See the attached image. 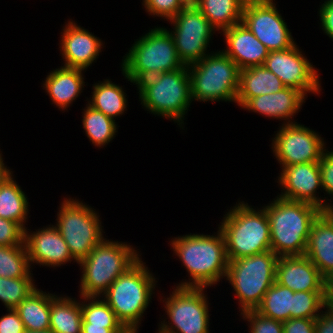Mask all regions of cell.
<instances>
[{"mask_svg": "<svg viewBox=\"0 0 333 333\" xmlns=\"http://www.w3.org/2000/svg\"><path fill=\"white\" fill-rule=\"evenodd\" d=\"M214 233H190L169 241L173 255L188 273V280L183 279L175 287L215 288L220 280H225L228 268L225 239L219 228Z\"/></svg>", "mask_w": 333, "mask_h": 333, "instance_id": "obj_1", "label": "cell"}, {"mask_svg": "<svg viewBox=\"0 0 333 333\" xmlns=\"http://www.w3.org/2000/svg\"><path fill=\"white\" fill-rule=\"evenodd\" d=\"M262 207L269 218L271 250L278 257L304 255L311 227L320 209L278 195Z\"/></svg>", "mask_w": 333, "mask_h": 333, "instance_id": "obj_2", "label": "cell"}, {"mask_svg": "<svg viewBox=\"0 0 333 333\" xmlns=\"http://www.w3.org/2000/svg\"><path fill=\"white\" fill-rule=\"evenodd\" d=\"M142 256L101 295L126 329L139 330L158 279Z\"/></svg>", "mask_w": 333, "mask_h": 333, "instance_id": "obj_3", "label": "cell"}, {"mask_svg": "<svg viewBox=\"0 0 333 333\" xmlns=\"http://www.w3.org/2000/svg\"><path fill=\"white\" fill-rule=\"evenodd\" d=\"M237 202L227 209L218 226L225 239L228 261L271 250L269 218L265 209H257L243 200Z\"/></svg>", "mask_w": 333, "mask_h": 333, "instance_id": "obj_4", "label": "cell"}, {"mask_svg": "<svg viewBox=\"0 0 333 333\" xmlns=\"http://www.w3.org/2000/svg\"><path fill=\"white\" fill-rule=\"evenodd\" d=\"M120 66L124 78L137 85L159 73L178 70L184 64L177 55L168 27L154 26L134 41L122 57Z\"/></svg>", "mask_w": 333, "mask_h": 333, "instance_id": "obj_5", "label": "cell"}, {"mask_svg": "<svg viewBox=\"0 0 333 333\" xmlns=\"http://www.w3.org/2000/svg\"><path fill=\"white\" fill-rule=\"evenodd\" d=\"M142 108L152 115L172 120L185 130V116L192 103L187 66L140 81L137 85Z\"/></svg>", "mask_w": 333, "mask_h": 333, "instance_id": "obj_6", "label": "cell"}, {"mask_svg": "<svg viewBox=\"0 0 333 333\" xmlns=\"http://www.w3.org/2000/svg\"><path fill=\"white\" fill-rule=\"evenodd\" d=\"M130 243L105 238L96 245L80 267L79 296H101L111 284L131 267L141 251Z\"/></svg>", "mask_w": 333, "mask_h": 333, "instance_id": "obj_7", "label": "cell"}, {"mask_svg": "<svg viewBox=\"0 0 333 333\" xmlns=\"http://www.w3.org/2000/svg\"><path fill=\"white\" fill-rule=\"evenodd\" d=\"M192 100L236 103L240 69L222 50H215L187 66Z\"/></svg>", "mask_w": 333, "mask_h": 333, "instance_id": "obj_8", "label": "cell"}, {"mask_svg": "<svg viewBox=\"0 0 333 333\" xmlns=\"http://www.w3.org/2000/svg\"><path fill=\"white\" fill-rule=\"evenodd\" d=\"M279 257L272 251L228 261L225 280L238 301L239 313L256 310L267 290L276 281V265Z\"/></svg>", "mask_w": 333, "mask_h": 333, "instance_id": "obj_9", "label": "cell"}, {"mask_svg": "<svg viewBox=\"0 0 333 333\" xmlns=\"http://www.w3.org/2000/svg\"><path fill=\"white\" fill-rule=\"evenodd\" d=\"M58 209L54 226L78 264L105 239L101 217L96 209L77 197H63Z\"/></svg>", "mask_w": 333, "mask_h": 333, "instance_id": "obj_10", "label": "cell"}, {"mask_svg": "<svg viewBox=\"0 0 333 333\" xmlns=\"http://www.w3.org/2000/svg\"><path fill=\"white\" fill-rule=\"evenodd\" d=\"M169 296H159L164 303L165 317L157 333H210V316L207 288L172 287ZM168 319V321H166Z\"/></svg>", "mask_w": 333, "mask_h": 333, "instance_id": "obj_11", "label": "cell"}, {"mask_svg": "<svg viewBox=\"0 0 333 333\" xmlns=\"http://www.w3.org/2000/svg\"><path fill=\"white\" fill-rule=\"evenodd\" d=\"M177 55L185 66L194 64L213 51L207 50L217 31L196 6L184 7L168 21Z\"/></svg>", "mask_w": 333, "mask_h": 333, "instance_id": "obj_12", "label": "cell"}, {"mask_svg": "<svg viewBox=\"0 0 333 333\" xmlns=\"http://www.w3.org/2000/svg\"><path fill=\"white\" fill-rule=\"evenodd\" d=\"M271 138V150L280 168L319 162L327 149L319 132L299 123L280 125Z\"/></svg>", "mask_w": 333, "mask_h": 333, "instance_id": "obj_13", "label": "cell"}, {"mask_svg": "<svg viewBox=\"0 0 333 333\" xmlns=\"http://www.w3.org/2000/svg\"><path fill=\"white\" fill-rule=\"evenodd\" d=\"M275 0H246L241 22L269 52L289 49L297 42Z\"/></svg>", "mask_w": 333, "mask_h": 333, "instance_id": "obj_14", "label": "cell"}, {"mask_svg": "<svg viewBox=\"0 0 333 333\" xmlns=\"http://www.w3.org/2000/svg\"><path fill=\"white\" fill-rule=\"evenodd\" d=\"M297 43L289 49L268 53L264 66L273 72L286 87L320 96L322 91L320 73Z\"/></svg>", "mask_w": 333, "mask_h": 333, "instance_id": "obj_15", "label": "cell"}, {"mask_svg": "<svg viewBox=\"0 0 333 333\" xmlns=\"http://www.w3.org/2000/svg\"><path fill=\"white\" fill-rule=\"evenodd\" d=\"M280 170L276 181L281 187L279 197L322 208L324 198L317 192H323L319 162L289 165Z\"/></svg>", "mask_w": 333, "mask_h": 333, "instance_id": "obj_16", "label": "cell"}, {"mask_svg": "<svg viewBox=\"0 0 333 333\" xmlns=\"http://www.w3.org/2000/svg\"><path fill=\"white\" fill-rule=\"evenodd\" d=\"M61 30L59 50L63 66L87 71L97 61L105 42L72 19Z\"/></svg>", "mask_w": 333, "mask_h": 333, "instance_id": "obj_17", "label": "cell"}, {"mask_svg": "<svg viewBox=\"0 0 333 333\" xmlns=\"http://www.w3.org/2000/svg\"><path fill=\"white\" fill-rule=\"evenodd\" d=\"M34 230L26 228L24 236L32 269L35 265L61 268L67 263L76 262L59 230L53 224Z\"/></svg>", "mask_w": 333, "mask_h": 333, "instance_id": "obj_18", "label": "cell"}, {"mask_svg": "<svg viewBox=\"0 0 333 333\" xmlns=\"http://www.w3.org/2000/svg\"><path fill=\"white\" fill-rule=\"evenodd\" d=\"M307 97L299 90L285 87L277 93L260 95L249 99L241 109L258 113L267 118L283 121L282 125L295 123Z\"/></svg>", "mask_w": 333, "mask_h": 333, "instance_id": "obj_19", "label": "cell"}, {"mask_svg": "<svg viewBox=\"0 0 333 333\" xmlns=\"http://www.w3.org/2000/svg\"><path fill=\"white\" fill-rule=\"evenodd\" d=\"M276 282L293 292L325 291V277L306 255L279 257Z\"/></svg>", "mask_w": 333, "mask_h": 333, "instance_id": "obj_20", "label": "cell"}, {"mask_svg": "<svg viewBox=\"0 0 333 333\" xmlns=\"http://www.w3.org/2000/svg\"><path fill=\"white\" fill-rule=\"evenodd\" d=\"M226 45L222 51L230 57L239 69L262 66L268 56V49L241 22L221 32Z\"/></svg>", "mask_w": 333, "mask_h": 333, "instance_id": "obj_21", "label": "cell"}, {"mask_svg": "<svg viewBox=\"0 0 333 333\" xmlns=\"http://www.w3.org/2000/svg\"><path fill=\"white\" fill-rule=\"evenodd\" d=\"M85 72L83 69L64 66L50 70L41 87L51 99V105L54 104L63 113L67 111L87 85L84 81Z\"/></svg>", "mask_w": 333, "mask_h": 333, "instance_id": "obj_22", "label": "cell"}, {"mask_svg": "<svg viewBox=\"0 0 333 333\" xmlns=\"http://www.w3.org/2000/svg\"><path fill=\"white\" fill-rule=\"evenodd\" d=\"M304 255L324 277L333 270V225L321 214L311 227Z\"/></svg>", "mask_w": 333, "mask_h": 333, "instance_id": "obj_23", "label": "cell"}, {"mask_svg": "<svg viewBox=\"0 0 333 333\" xmlns=\"http://www.w3.org/2000/svg\"><path fill=\"white\" fill-rule=\"evenodd\" d=\"M285 87L282 81L264 65L241 69L236 104L242 107L253 97L277 93Z\"/></svg>", "mask_w": 333, "mask_h": 333, "instance_id": "obj_24", "label": "cell"}, {"mask_svg": "<svg viewBox=\"0 0 333 333\" xmlns=\"http://www.w3.org/2000/svg\"><path fill=\"white\" fill-rule=\"evenodd\" d=\"M80 298V300H79ZM50 293V330L54 333H81V296Z\"/></svg>", "mask_w": 333, "mask_h": 333, "instance_id": "obj_25", "label": "cell"}, {"mask_svg": "<svg viewBox=\"0 0 333 333\" xmlns=\"http://www.w3.org/2000/svg\"><path fill=\"white\" fill-rule=\"evenodd\" d=\"M91 89L92 95L90 98L86 97V101L93 109L104 113L113 120L126 113L128 98H126V90L121 85L115 84L111 79H103L98 83L94 82Z\"/></svg>", "mask_w": 333, "mask_h": 333, "instance_id": "obj_26", "label": "cell"}, {"mask_svg": "<svg viewBox=\"0 0 333 333\" xmlns=\"http://www.w3.org/2000/svg\"><path fill=\"white\" fill-rule=\"evenodd\" d=\"M15 311L20 316L25 330L50 329V292L37 288L15 308Z\"/></svg>", "mask_w": 333, "mask_h": 333, "instance_id": "obj_27", "label": "cell"}, {"mask_svg": "<svg viewBox=\"0 0 333 333\" xmlns=\"http://www.w3.org/2000/svg\"><path fill=\"white\" fill-rule=\"evenodd\" d=\"M14 174L0 185V217L19 223L24 229L28 222L30 203Z\"/></svg>", "mask_w": 333, "mask_h": 333, "instance_id": "obj_28", "label": "cell"}, {"mask_svg": "<svg viewBox=\"0 0 333 333\" xmlns=\"http://www.w3.org/2000/svg\"><path fill=\"white\" fill-rule=\"evenodd\" d=\"M246 0H198L196 7L221 34L225 29L241 23Z\"/></svg>", "mask_w": 333, "mask_h": 333, "instance_id": "obj_29", "label": "cell"}, {"mask_svg": "<svg viewBox=\"0 0 333 333\" xmlns=\"http://www.w3.org/2000/svg\"><path fill=\"white\" fill-rule=\"evenodd\" d=\"M82 112V125L85 135L93 146L104 148L112 143L118 133V124L104 113L86 104Z\"/></svg>", "mask_w": 333, "mask_h": 333, "instance_id": "obj_30", "label": "cell"}, {"mask_svg": "<svg viewBox=\"0 0 333 333\" xmlns=\"http://www.w3.org/2000/svg\"><path fill=\"white\" fill-rule=\"evenodd\" d=\"M293 294L292 290L275 281L265 293L256 311L283 323L293 318Z\"/></svg>", "mask_w": 333, "mask_h": 333, "instance_id": "obj_31", "label": "cell"}, {"mask_svg": "<svg viewBox=\"0 0 333 333\" xmlns=\"http://www.w3.org/2000/svg\"><path fill=\"white\" fill-rule=\"evenodd\" d=\"M82 323L109 329H126L101 296H81Z\"/></svg>", "mask_w": 333, "mask_h": 333, "instance_id": "obj_32", "label": "cell"}, {"mask_svg": "<svg viewBox=\"0 0 333 333\" xmlns=\"http://www.w3.org/2000/svg\"><path fill=\"white\" fill-rule=\"evenodd\" d=\"M25 243L0 246V277L23 278L33 276Z\"/></svg>", "mask_w": 333, "mask_h": 333, "instance_id": "obj_33", "label": "cell"}, {"mask_svg": "<svg viewBox=\"0 0 333 333\" xmlns=\"http://www.w3.org/2000/svg\"><path fill=\"white\" fill-rule=\"evenodd\" d=\"M34 276L23 278L0 277V301L5 309H15L38 287L35 285Z\"/></svg>", "mask_w": 333, "mask_h": 333, "instance_id": "obj_34", "label": "cell"}, {"mask_svg": "<svg viewBox=\"0 0 333 333\" xmlns=\"http://www.w3.org/2000/svg\"><path fill=\"white\" fill-rule=\"evenodd\" d=\"M327 304L325 291L294 292L293 318H316Z\"/></svg>", "mask_w": 333, "mask_h": 333, "instance_id": "obj_35", "label": "cell"}, {"mask_svg": "<svg viewBox=\"0 0 333 333\" xmlns=\"http://www.w3.org/2000/svg\"><path fill=\"white\" fill-rule=\"evenodd\" d=\"M239 315L247 321L249 333H283L282 322L263 316L256 310L243 311Z\"/></svg>", "mask_w": 333, "mask_h": 333, "instance_id": "obj_36", "label": "cell"}, {"mask_svg": "<svg viewBox=\"0 0 333 333\" xmlns=\"http://www.w3.org/2000/svg\"><path fill=\"white\" fill-rule=\"evenodd\" d=\"M142 6L148 15L162 21H169L185 7L180 0H142Z\"/></svg>", "mask_w": 333, "mask_h": 333, "instance_id": "obj_37", "label": "cell"}, {"mask_svg": "<svg viewBox=\"0 0 333 333\" xmlns=\"http://www.w3.org/2000/svg\"><path fill=\"white\" fill-rule=\"evenodd\" d=\"M25 229L17 222L0 217V246L24 243Z\"/></svg>", "mask_w": 333, "mask_h": 333, "instance_id": "obj_38", "label": "cell"}, {"mask_svg": "<svg viewBox=\"0 0 333 333\" xmlns=\"http://www.w3.org/2000/svg\"><path fill=\"white\" fill-rule=\"evenodd\" d=\"M319 165L325 202V200L333 198V150L330 151L327 148L323 152ZM325 195L327 196L325 197Z\"/></svg>", "mask_w": 333, "mask_h": 333, "instance_id": "obj_39", "label": "cell"}, {"mask_svg": "<svg viewBox=\"0 0 333 333\" xmlns=\"http://www.w3.org/2000/svg\"><path fill=\"white\" fill-rule=\"evenodd\" d=\"M0 317V333H24L25 327L15 309H7Z\"/></svg>", "mask_w": 333, "mask_h": 333, "instance_id": "obj_40", "label": "cell"}, {"mask_svg": "<svg viewBox=\"0 0 333 333\" xmlns=\"http://www.w3.org/2000/svg\"><path fill=\"white\" fill-rule=\"evenodd\" d=\"M319 6V27L333 41V0H324Z\"/></svg>", "mask_w": 333, "mask_h": 333, "instance_id": "obj_41", "label": "cell"}, {"mask_svg": "<svg viewBox=\"0 0 333 333\" xmlns=\"http://www.w3.org/2000/svg\"><path fill=\"white\" fill-rule=\"evenodd\" d=\"M283 333H315V318H290L283 322Z\"/></svg>", "mask_w": 333, "mask_h": 333, "instance_id": "obj_42", "label": "cell"}, {"mask_svg": "<svg viewBox=\"0 0 333 333\" xmlns=\"http://www.w3.org/2000/svg\"><path fill=\"white\" fill-rule=\"evenodd\" d=\"M315 333H333V307L327 304L315 318Z\"/></svg>", "mask_w": 333, "mask_h": 333, "instance_id": "obj_43", "label": "cell"}, {"mask_svg": "<svg viewBox=\"0 0 333 333\" xmlns=\"http://www.w3.org/2000/svg\"><path fill=\"white\" fill-rule=\"evenodd\" d=\"M126 329H109L104 327L91 326L89 323H82L81 333H123Z\"/></svg>", "mask_w": 333, "mask_h": 333, "instance_id": "obj_44", "label": "cell"}, {"mask_svg": "<svg viewBox=\"0 0 333 333\" xmlns=\"http://www.w3.org/2000/svg\"><path fill=\"white\" fill-rule=\"evenodd\" d=\"M3 152L0 149V185H2L9 177H11L14 173L11 168L7 167L4 163L2 154Z\"/></svg>", "mask_w": 333, "mask_h": 333, "instance_id": "obj_45", "label": "cell"}, {"mask_svg": "<svg viewBox=\"0 0 333 333\" xmlns=\"http://www.w3.org/2000/svg\"><path fill=\"white\" fill-rule=\"evenodd\" d=\"M333 198L325 200L324 205L320 209V214L333 225Z\"/></svg>", "mask_w": 333, "mask_h": 333, "instance_id": "obj_46", "label": "cell"}, {"mask_svg": "<svg viewBox=\"0 0 333 333\" xmlns=\"http://www.w3.org/2000/svg\"><path fill=\"white\" fill-rule=\"evenodd\" d=\"M325 293L329 302L333 298V270L325 276Z\"/></svg>", "mask_w": 333, "mask_h": 333, "instance_id": "obj_47", "label": "cell"}, {"mask_svg": "<svg viewBox=\"0 0 333 333\" xmlns=\"http://www.w3.org/2000/svg\"><path fill=\"white\" fill-rule=\"evenodd\" d=\"M180 1L185 7L196 6L198 3V0H180Z\"/></svg>", "mask_w": 333, "mask_h": 333, "instance_id": "obj_48", "label": "cell"}, {"mask_svg": "<svg viewBox=\"0 0 333 333\" xmlns=\"http://www.w3.org/2000/svg\"><path fill=\"white\" fill-rule=\"evenodd\" d=\"M24 333H54V332H52L50 329H48V330H45V331H29V330H25V332Z\"/></svg>", "mask_w": 333, "mask_h": 333, "instance_id": "obj_49", "label": "cell"}, {"mask_svg": "<svg viewBox=\"0 0 333 333\" xmlns=\"http://www.w3.org/2000/svg\"><path fill=\"white\" fill-rule=\"evenodd\" d=\"M123 333H139V332L131 330V329H126Z\"/></svg>", "mask_w": 333, "mask_h": 333, "instance_id": "obj_50", "label": "cell"}, {"mask_svg": "<svg viewBox=\"0 0 333 333\" xmlns=\"http://www.w3.org/2000/svg\"><path fill=\"white\" fill-rule=\"evenodd\" d=\"M328 304L333 307V298L328 302Z\"/></svg>", "mask_w": 333, "mask_h": 333, "instance_id": "obj_51", "label": "cell"}]
</instances>
